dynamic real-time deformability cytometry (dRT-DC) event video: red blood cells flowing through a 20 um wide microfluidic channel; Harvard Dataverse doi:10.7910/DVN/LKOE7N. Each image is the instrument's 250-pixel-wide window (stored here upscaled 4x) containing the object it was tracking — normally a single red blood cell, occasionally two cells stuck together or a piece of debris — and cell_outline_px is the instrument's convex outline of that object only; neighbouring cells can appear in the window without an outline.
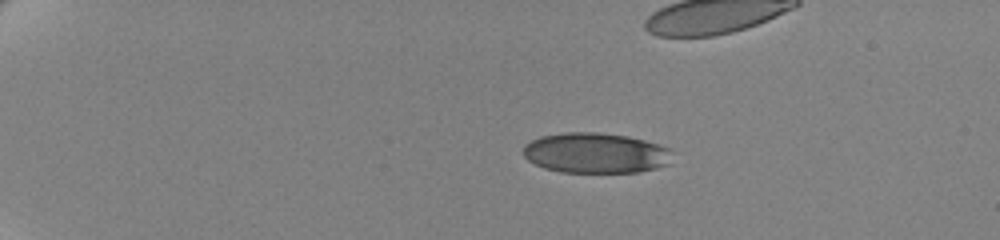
{"species": "human", "species_latin": "Homo sapiens", "temperature_condition": "cold", "stored_images_in_passage": 44, "camera_frame_rate_fps": 3000, "um_per_image_px": 0.085, "donor": {"sex": "female"}, "frame": {"image": 1, "passage_image": 2, "time_ms": 0.333, "image_size_px": [1000, 240], "cell_outline_px": [[668, 164], [656, 168], [636, 172], [560, 172], [544, 168], [528, 160], [524, 156], [524, 144], [540, 136], [564, 132], [596, 132], [628, 136], [644, 140], [668, 148]], "centroid_in_image_um": [50.55, 13.0], "position_along_channel_um": 34.4, "area_um2": 34.74}}
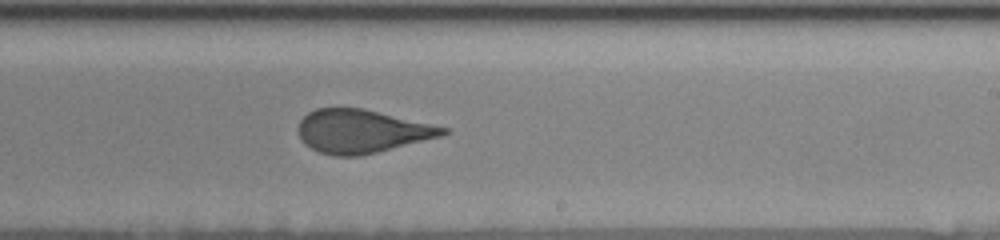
{"frame": {"image": 2, "passage_image": 29, "time_ms": 9.333, "image_size_px": [1000, 240], "cell_outline_px": [[448, 132], [440, 136], [360, 156], [336, 156], [320, 152], [304, 144], [300, 136], [300, 120], [308, 112], [316, 108], [364, 108], [448, 128]], "centroid_in_image_um": [30.72, 11.15], "position_along_channel_um": 258.3, "area_um2": 36.01}}
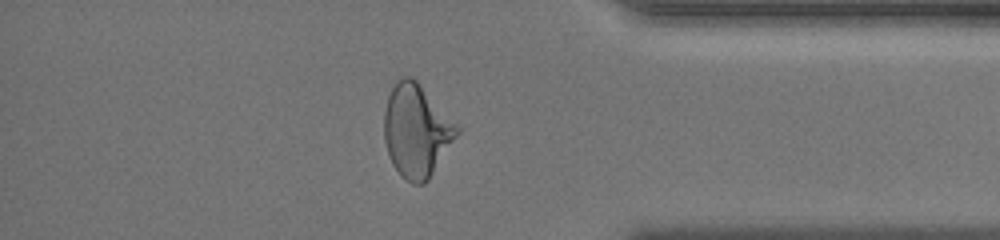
{"frame": {"image": 3, "passage_image": 42, "time_ms": 13.667, "image_size_px": [1000, 240], "cell_outline_px": [[460, 132], [428, 180], [424, 184], [412, 184], [400, 176], [392, 164], [384, 140], [384, 112], [388, 96], [396, 80], [404, 76], [412, 76], [420, 84], [460, 128]], "centroid_in_image_um": [35.38, 11.12], "position_along_channel_um": 399.8, "area_um2": 39.25}}